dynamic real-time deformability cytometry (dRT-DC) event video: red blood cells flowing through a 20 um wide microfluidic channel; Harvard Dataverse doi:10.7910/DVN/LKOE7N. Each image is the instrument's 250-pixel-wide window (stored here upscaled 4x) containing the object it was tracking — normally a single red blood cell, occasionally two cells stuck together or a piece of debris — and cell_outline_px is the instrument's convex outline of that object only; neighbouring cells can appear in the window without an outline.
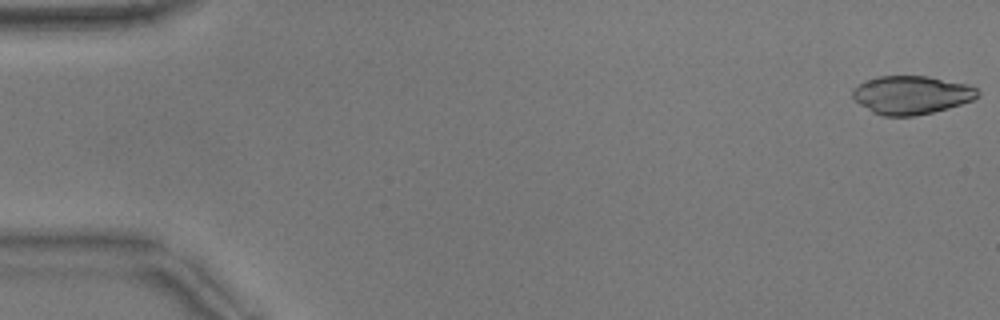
{"species": "common noctule bat (a hibernating species)", "species_latin": "Nyctalus noctula", "temperature_condition": "warm", "stored_images_in_passage": 50, "camera_frame_rate_fps": 3000, "um_per_image_px": 0.085, "animal": {"sex": "male", "body_mass_g": 17.9}, "frame": {"image": 1, "passage_image": 1, "time_ms": 0.0, "image_size_px": [1000, 320], "cell_outline_px": [[980, 96], [972, 100], [948, 108], [916, 116], [884, 116], [872, 112], [860, 104], [852, 96], [852, 88], [864, 80], [876, 76], [928, 76], [968, 84], [976, 88], [980, 92]], "centroid_in_image_um": [77.46, 8.06], "position_along_channel_um": 7.5, "area_um2": 28.15}}